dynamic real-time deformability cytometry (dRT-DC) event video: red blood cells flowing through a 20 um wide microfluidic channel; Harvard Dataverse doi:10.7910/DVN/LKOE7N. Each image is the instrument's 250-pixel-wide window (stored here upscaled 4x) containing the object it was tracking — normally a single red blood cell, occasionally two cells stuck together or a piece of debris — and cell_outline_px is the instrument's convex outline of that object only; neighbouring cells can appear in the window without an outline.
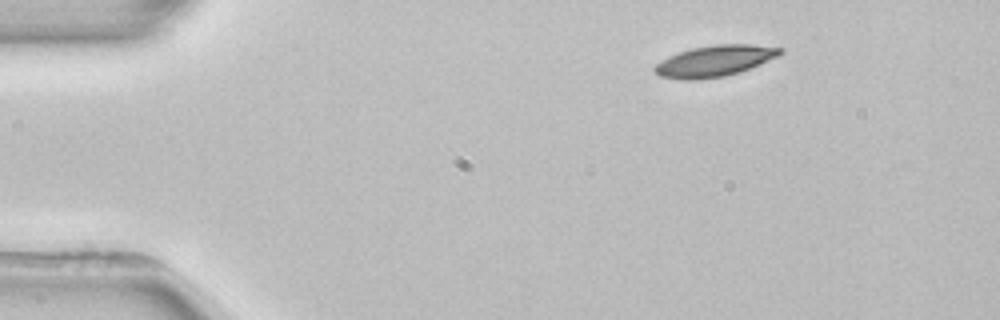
{"species": "common noctule bat (a hibernating species)", "species_latin": "Nyctalus noctula", "temperature_condition": "room temperature", "stored_images_in_passage": 5, "camera_frame_rate_fps": 3000, "um_per_image_px": 0.085, "animal": {"sex": "female", "body_mass_g": 22.7, "forearm_length_mm": 54.2}, "frame": {"image": 1, "passage_image": 2, "time_ms": 1.333, "image_size_px": [1000, 320], "cell_outline_px": [[784, 52], [776, 56], [740, 72], [724, 76], [700, 80], [684, 80], [660, 76], [652, 68], [656, 64], [668, 56], [692, 48], [716, 44], [752, 44], [784, 48]], "centroid_in_image_um": [60.73, 5.18], "position_along_channel_um": 24.3, "area_um2": 22.6}}
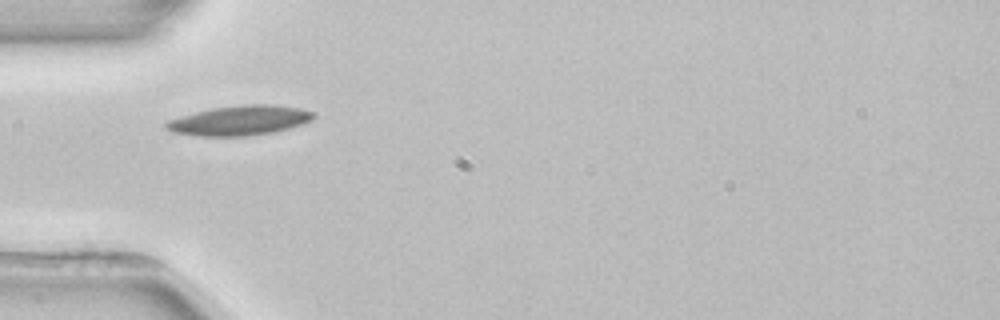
{"frame": {"image": 2, "passage_image": 4, "time_ms": 4.333, "image_size_px": [1000, 320], "cell_outline_px": [[316, 116], [312, 120], [304, 124], [272, 132], [244, 136], [200, 136], [172, 132], [164, 128], [164, 124], [168, 120], [196, 112], [212, 108], [244, 104], [272, 104], [300, 108], [316, 112]], "centroid_in_image_um": [20.4, 10.23], "position_along_channel_um": 64.6, "area_um2": 25.61}}